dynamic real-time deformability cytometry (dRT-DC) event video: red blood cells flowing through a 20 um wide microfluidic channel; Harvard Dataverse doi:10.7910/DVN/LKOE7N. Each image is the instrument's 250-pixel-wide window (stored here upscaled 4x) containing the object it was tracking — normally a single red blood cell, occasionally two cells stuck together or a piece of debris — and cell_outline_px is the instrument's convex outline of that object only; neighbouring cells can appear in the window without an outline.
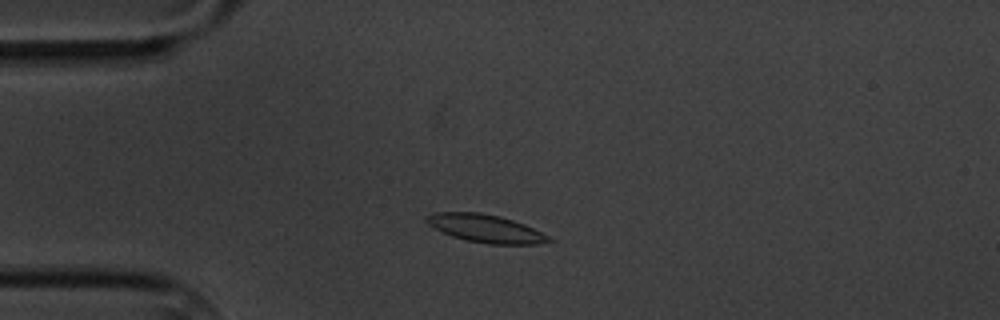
{"species": "common noctule bat (a hibernating species)", "species_latin": "Nyctalus noctula", "temperature_condition": "cold", "stored_images_in_passage": 6, "camera_frame_rate_fps": 3000, "um_per_image_px": 0.085, "animal": {"sex": "male", "body_mass_g": 20.1, "forearm_length_mm": 53.5}, "frame": {"image": 1, "passage_image": 3, "time_ms": 2.333, "image_size_px": [1000, 320], "cell_outline_px": [[556, 240], [536, 244], [488, 244], [468, 240], [452, 236], [428, 224], [424, 220], [424, 216], [432, 212], [480, 212], [500, 216], [524, 224]], "centroid_in_image_um": [41.25, 19.41], "position_along_channel_um": 43.7, "area_um2": 19.77}}
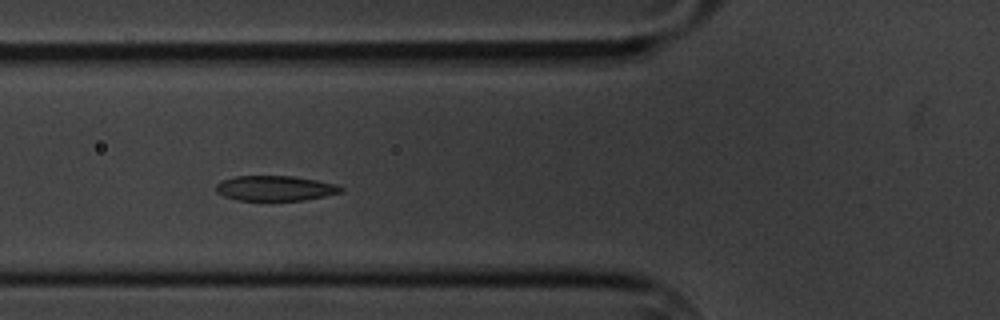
{"frame": {"image": 2, "passage_image": 5, "time_ms": 4.667, "image_size_px": [1000, 320], "cell_outline_px": [[344, 192], [304, 200], [236, 200], [224, 196], [216, 192], [216, 184], [224, 180], [236, 176], [292, 176], [316, 180], [336, 184], [344, 188]], "centroid_in_image_um": [23.41, 16.0], "position_along_channel_um": 102.4, "area_um2": 18.21}}
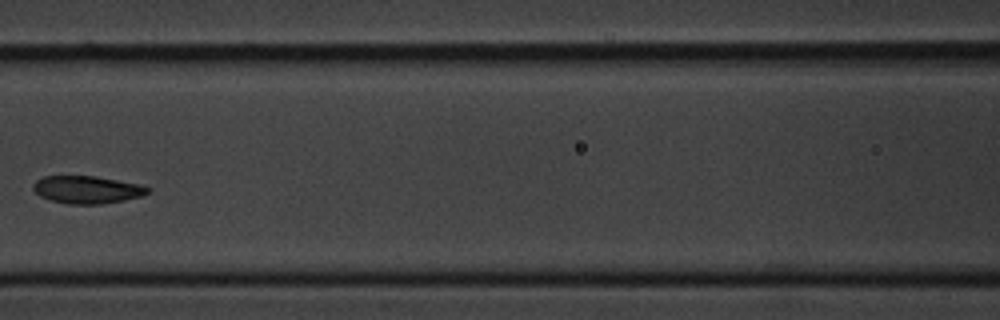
{"frame": {"image": 3, "passage_image": 6, "time_ms": 6.333, "image_size_px": [1000, 320], "cell_outline_px": [[152, 192], [140, 196], [124, 200], [104, 204], [68, 204], [48, 200], [40, 196], [32, 188], [32, 184], [36, 180], [44, 176], [96, 176], [140, 184], [152, 188]], "centroid_in_image_um": [7.41, 16.12], "position_along_channel_um": 159.2, "area_um2": 18.67}}